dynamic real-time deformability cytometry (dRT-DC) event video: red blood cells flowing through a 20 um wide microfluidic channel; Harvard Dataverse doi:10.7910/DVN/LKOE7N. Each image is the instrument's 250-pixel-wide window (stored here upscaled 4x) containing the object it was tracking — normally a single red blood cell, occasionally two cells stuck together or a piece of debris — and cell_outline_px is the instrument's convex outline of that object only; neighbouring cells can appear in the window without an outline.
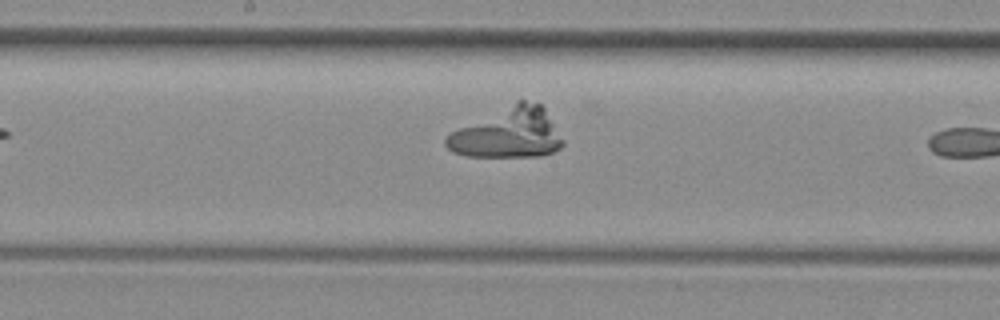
{"species": "common noctule bat (a hibernating species)", "species_latin": "Nyctalus noctula", "temperature_condition": "room temperature", "stored_images_in_passage": 10, "camera_frame_rate_fps": 3000, "um_per_image_px": 0.085, "animal": {"sex": "female", "body_mass_g": 29.2, "forearm_length_mm": 56.3}, "frame": {"image": 1, "passage_image": 9, "time_ms": 10.333, "image_size_px": [1000, 320], "cell_outline_px": [[564, 144], [560, 148], [552, 152], [540, 156], [468, 156], [452, 152], [444, 144], [444, 140], [452, 132], [516, 100], [524, 100], [544, 104], [564, 140]], "centroid_in_image_um": [43.24, 11.29], "position_along_channel_um": 205.0, "area_um2": 34.1}}